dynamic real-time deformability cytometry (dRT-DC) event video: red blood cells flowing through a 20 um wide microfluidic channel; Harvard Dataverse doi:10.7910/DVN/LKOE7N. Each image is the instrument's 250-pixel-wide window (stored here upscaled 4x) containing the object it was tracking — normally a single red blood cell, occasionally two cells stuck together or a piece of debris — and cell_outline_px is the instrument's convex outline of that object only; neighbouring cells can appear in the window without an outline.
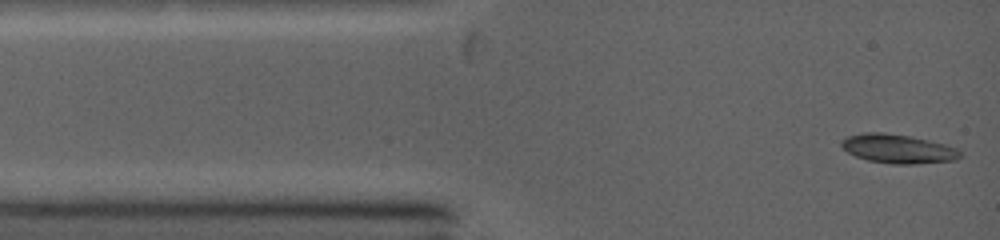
{"species": "common noctule bat (a hibernating species)", "species_latin": "Nyctalus noctula", "temperature_condition": "warm", "stored_images_in_passage": 59, "camera_frame_rate_fps": 5000, "um_per_image_px": 0.085, "animal": {"sex": "female", "body_mass_g": 19.0, "forearm_length_mm": 53.3}, "frame": {"image": 1, "passage_image": 1, "time_ms": 0.0, "image_size_px": [1000, 240], "cell_outline_px": [[964, 156], [956, 160], [916, 164], [892, 164], [868, 160], [856, 156], [848, 152], [840, 144], [840, 140], [848, 136], [860, 132], [884, 132], [912, 136], [944, 144], [956, 148]], "centroid_in_image_um": [76.33, 12.64], "position_along_channel_um": 8.7, "area_um2": 20.23}}
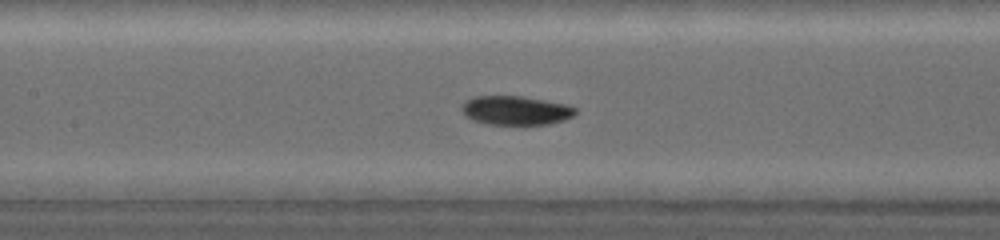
{"frame": {"image": 2, "passage_image": 18, "time_ms": 4.8, "image_size_px": [1000, 240], "cell_outline_px": [[576, 112], [572, 116], [564, 120], [548, 124], [488, 124], [472, 120], [464, 116], [460, 108], [460, 104], [464, 100], [476, 96], [520, 96], [568, 104], [576, 108]], "centroid_in_image_um": [43.78, 9.38], "position_along_channel_um": 163.6, "area_um2": 19.36}}
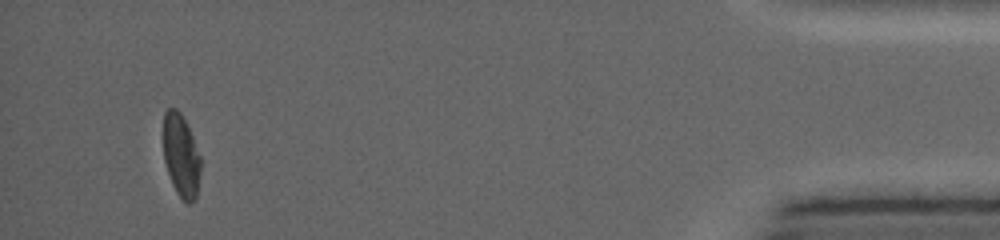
{"frame": {"image": 3, "passage_image": 52, "time_ms": 13.0, "image_size_px": [1000, 240], "cell_outline_px": [[200, 172], [196, 196], [188, 204], [176, 192], [172, 184], [164, 160], [164, 112], [168, 108], [176, 108], [180, 112], [192, 136], [200, 156]], "centroid_in_image_um": [15.38, 13.22], "position_along_channel_um": 419.8, "area_um2": 17.63}, "authors_computed_cell_mechanics": {"area_um2": 18.7272, "velocity_mm_per_s": 4.2738, "shape_relaxation_time_tau1_ms": 3.1162, "shape_relaxation_time_tau2_ms": 8.5434, "deformation_change_tau1": 0.1298, "deformation_change_tau2": 0.0928}}